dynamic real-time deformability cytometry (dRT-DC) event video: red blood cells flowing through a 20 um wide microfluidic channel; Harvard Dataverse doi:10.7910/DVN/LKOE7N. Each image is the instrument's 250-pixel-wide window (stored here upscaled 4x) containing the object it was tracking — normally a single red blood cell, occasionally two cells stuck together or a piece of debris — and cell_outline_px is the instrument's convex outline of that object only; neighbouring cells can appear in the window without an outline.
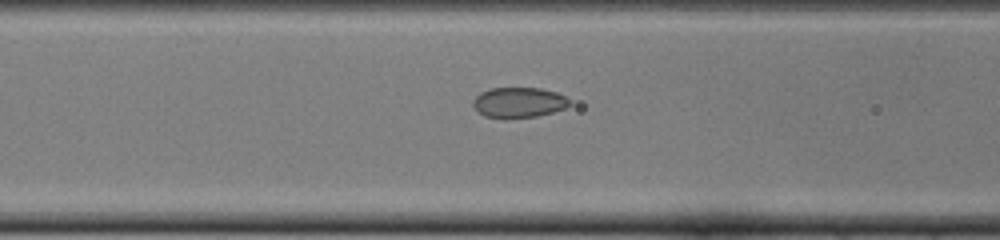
{"species": "common noctule bat (a hibernating species)", "species_latin": "Nyctalus noctula", "temperature_condition": "cold", "stored_images_in_passage": 17, "camera_frame_rate_fps": 3000, "um_per_image_px": 0.085, "animal": {"sex": "female", "body_mass_g": 22.0, "forearm_length_mm": 56.7}, "frame": {"image": 1, "passage_image": 15, "time_ms": 4.667, "image_size_px": [1000, 240], "cell_outline_px": [[572, 104], [564, 108], [552, 112], [536, 116], [504, 120], [484, 116], [472, 104], [472, 100], [480, 92], [492, 88], [540, 88], [556, 92], [564, 96]], "centroid_in_image_um": [44.06, 8.73], "position_along_channel_um": 122.5, "area_um2": 17.22}}